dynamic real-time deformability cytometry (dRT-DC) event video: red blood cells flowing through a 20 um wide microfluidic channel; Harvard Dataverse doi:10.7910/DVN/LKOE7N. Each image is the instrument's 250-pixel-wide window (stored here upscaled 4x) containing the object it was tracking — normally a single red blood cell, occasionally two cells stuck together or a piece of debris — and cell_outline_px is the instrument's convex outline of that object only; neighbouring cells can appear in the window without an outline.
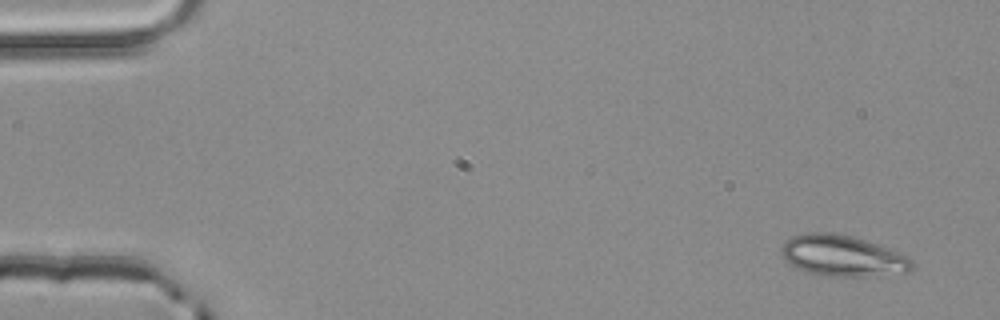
{"species": "common noctule bat (a hibernating species)", "species_latin": "Nyctalus noctula", "temperature_condition": "room temperature", "stored_images_in_passage": 4, "camera_frame_rate_fps": 3000, "um_per_image_px": 0.085, "animal": {"sex": "male", "body_mass_g": 20.4}, "frame": {"image": 1, "passage_image": 1, "time_ms": 0.0, "image_size_px": [1000, 320], "cell_outline_px": [[912, 268], [908, 272], [876, 276], [832, 276], [812, 272], [796, 268], [784, 260], [780, 252], [784, 244], [792, 236], [804, 232], [836, 232], [852, 236], [900, 252], [908, 256], [912, 260]], "centroid_in_image_um": [71.62, 21.73], "position_along_channel_um": 13.4, "area_um2": 31.21}}